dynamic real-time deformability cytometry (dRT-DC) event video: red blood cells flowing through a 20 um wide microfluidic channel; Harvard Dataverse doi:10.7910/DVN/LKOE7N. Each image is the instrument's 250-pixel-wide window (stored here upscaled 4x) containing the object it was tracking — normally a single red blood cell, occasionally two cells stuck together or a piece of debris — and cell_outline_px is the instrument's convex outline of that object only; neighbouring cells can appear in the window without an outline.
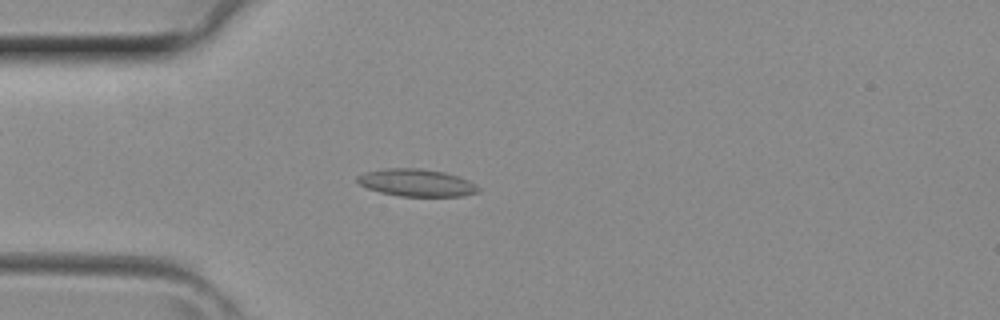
{"species": "common noctule bat (a hibernating species)", "species_latin": "Nyctalus noctula", "temperature_condition": "room temperature", "stored_images_in_passage": 4, "camera_frame_rate_fps": 3000, "um_per_image_px": 0.085, "animal": {"sex": "female", "body_mass_g": 29.2, "forearm_length_mm": 56.3}, "frame": {"image": 1, "passage_image": 4, "time_ms": 1.0, "image_size_px": [1000, 320], "cell_outline_px": [[480, 192], [464, 196], [400, 196], [380, 192], [368, 188], [360, 184], [356, 180], [356, 176], [364, 172], [388, 168], [420, 168], [444, 172], [468, 180], [480, 188]], "centroid_in_image_um": [35.4, 15.53], "position_along_channel_um": 49.6, "area_um2": 19.25}}